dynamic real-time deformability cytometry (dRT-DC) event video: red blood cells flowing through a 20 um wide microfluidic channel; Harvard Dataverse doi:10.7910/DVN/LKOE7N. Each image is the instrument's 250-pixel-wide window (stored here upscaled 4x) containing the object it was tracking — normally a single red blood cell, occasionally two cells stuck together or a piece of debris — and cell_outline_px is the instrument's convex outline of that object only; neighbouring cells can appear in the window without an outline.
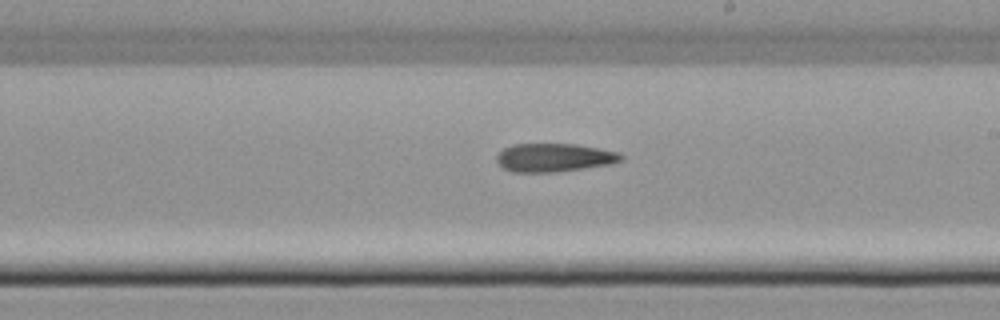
{"species": "common noctule bat (a hibernating species)", "species_latin": "Nyctalus noctula", "temperature_condition": "cold", "stored_images_in_passage": 35, "camera_frame_rate_fps": 3000, "um_per_image_px": 0.085, "animal": {"sex": "female", "body_mass_g": 22.7, "forearm_length_mm": 54.2}, "frame": {"image": 1, "passage_image": 25, "time_ms": 8.0, "image_size_px": [1000, 320], "cell_outline_px": [[624, 160], [612, 164], [556, 172], [512, 172], [500, 168], [496, 164], [496, 156], [504, 148], [512, 144], [576, 144], [600, 148], [620, 152], [624, 156]], "centroid_in_image_um": [47.1, 13.4], "position_along_channel_um": 241.9, "area_um2": 20.98}}